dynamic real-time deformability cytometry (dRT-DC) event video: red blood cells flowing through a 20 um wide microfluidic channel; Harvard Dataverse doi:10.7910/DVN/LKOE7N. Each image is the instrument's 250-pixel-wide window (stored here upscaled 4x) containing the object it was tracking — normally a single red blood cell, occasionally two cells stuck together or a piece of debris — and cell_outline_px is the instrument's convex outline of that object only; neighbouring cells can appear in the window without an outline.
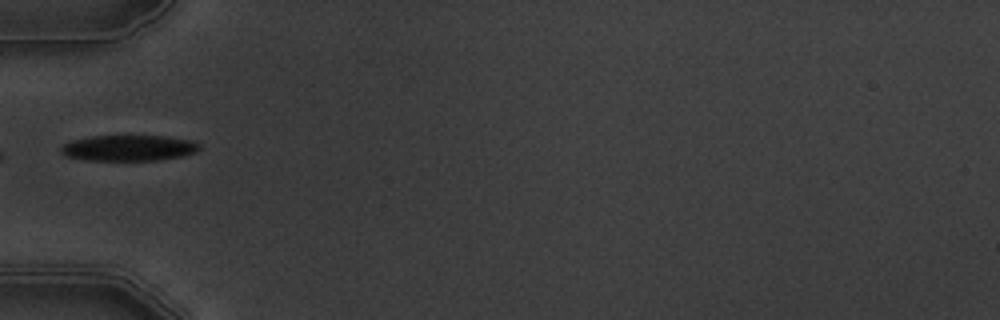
{"species": "common noctule bat (a hibernating species)", "species_latin": "Nyctalus noctula", "temperature_condition": "warm", "stored_images_in_passage": 10, "camera_frame_rate_fps": 3000, "um_per_image_px": 0.085, "animal": {"sex": "male", "body_mass_g": 19.5, "forearm_length_mm": 54.6}, "frame": {"image": 1, "passage_image": 6, "time_ms": 5.667, "image_size_px": [1000, 320], "cell_outline_px": [[200, 148], [196, 152], [184, 156], [156, 160], [88, 160], [64, 156], [60, 152], [60, 148], [64, 144], [72, 140], [92, 136], [168, 136], [192, 140], [200, 144]], "centroid_in_image_um": [10.96, 12.57], "position_along_channel_um": 74.0, "area_um2": 20.92}}